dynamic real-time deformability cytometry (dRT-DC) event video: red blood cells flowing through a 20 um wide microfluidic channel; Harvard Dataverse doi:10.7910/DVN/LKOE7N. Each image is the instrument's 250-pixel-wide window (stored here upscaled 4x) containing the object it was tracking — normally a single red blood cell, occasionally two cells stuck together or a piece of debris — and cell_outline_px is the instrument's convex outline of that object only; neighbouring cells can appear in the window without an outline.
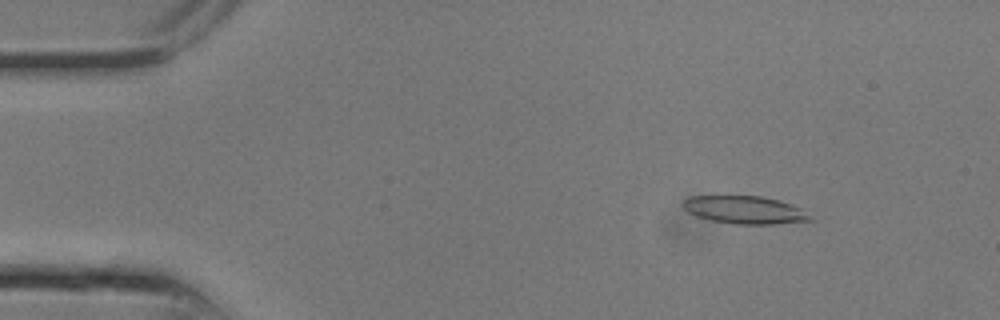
{"species": "common noctule bat (a hibernating species)", "species_latin": "Nyctalus noctula", "temperature_condition": "room temperature", "stored_images_in_passage": 7, "camera_frame_rate_fps": 3000, "um_per_image_px": 0.085, "animal": {"sex": "male", "body_mass_g": 13.3}, "frame": {"image": 1, "passage_image": 3, "time_ms": 0.667, "image_size_px": [1000, 320], "cell_outline_px": [[816, 220], [776, 224], [736, 224], [712, 220], [696, 216], [688, 212], [680, 204], [688, 196], [760, 196], [780, 200], [792, 204], [800, 208]], "centroid_in_image_um": [63.31, 17.84], "position_along_channel_um": 21.7, "area_um2": 20.69}}
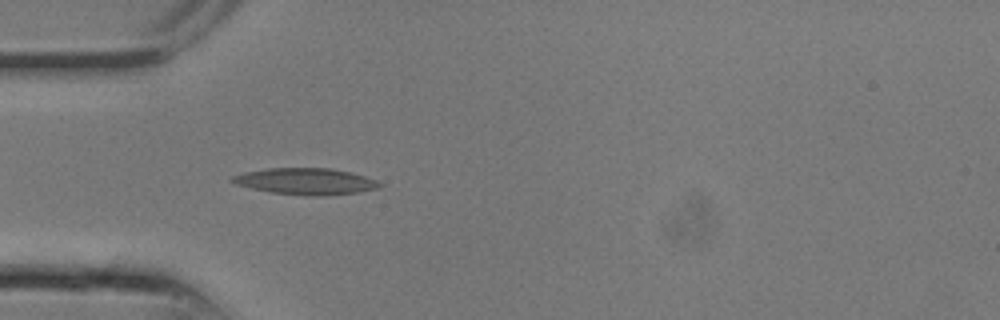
{"frame": {"image": 2, "passage_image": 7, "time_ms": 2.0, "image_size_px": [1000, 320], "cell_outline_px": [[384, 184], [380, 188], [356, 192], [272, 192], [236, 184], [228, 180], [232, 176], [244, 172], [268, 168], [332, 168], [364, 176], [376, 180]], "centroid_in_image_um": [25.95, 15.34], "position_along_channel_um": 59.1, "area_um2": 21.15}}